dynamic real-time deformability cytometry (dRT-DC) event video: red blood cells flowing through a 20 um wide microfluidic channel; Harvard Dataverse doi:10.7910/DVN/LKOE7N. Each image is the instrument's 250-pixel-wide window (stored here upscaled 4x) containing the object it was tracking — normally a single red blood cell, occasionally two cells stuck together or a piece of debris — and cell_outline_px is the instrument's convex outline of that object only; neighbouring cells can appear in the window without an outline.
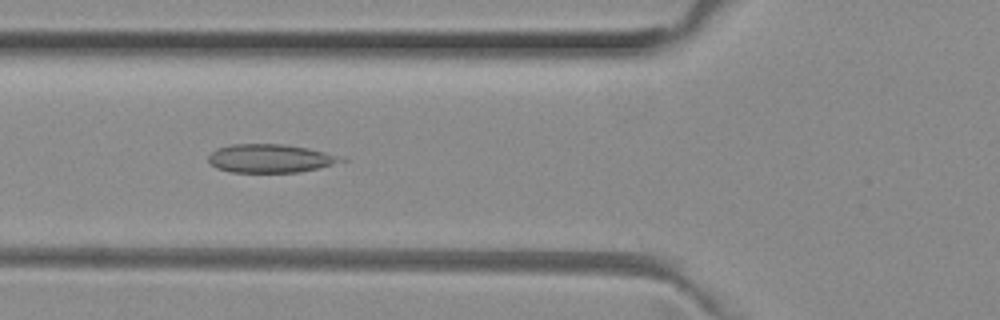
{"species": "common noctule bat (a hibernating species)", "species_latin": "Nyctalus noctula", "temperature_condition": "room temperature", "stored_images_in_passage": 49, "camera_frame_rate_fps": 3000, "um_per_image_px": 0.085, "animal": {"sex": "female", "body_mass_g": 29.2, "forearm_length_mm": 56.3}, "frame": {"image": 1, "passage_image": 17, "time_ms": 5.333, "image_size_px": [1000, 320], "cell_outline_px": [[348, 160], [320, 168], [300, 172], [232, 172], [216, 168], [208, 160], [208, 156], [216, 148], [232, 144], [284, 144], [308, 148], [344, 156]], "centroid_in_image_um": [23.02, 13.46], "position_along_channel_um": 102.8, "area_um2": 22.2}}
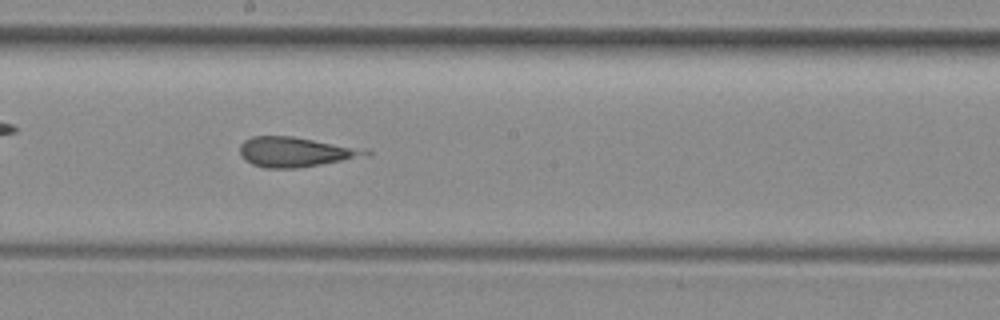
{"frame": {"image": 2, "passage_image": 26, "time_ms": 8.333, "image_size_px": [1000, 320], "cell_outline_px": [[372, 152], [368, 156], [296, 168], [264, 168], [252, 164], [240, 152], [240, 144], [244, 140], [252, 136], [292, 136], [368, 148]], "centroid_in_image_um": [25.19, 12.9], "position_along_channel_um": 223.0, "area_um2": 21.96}}
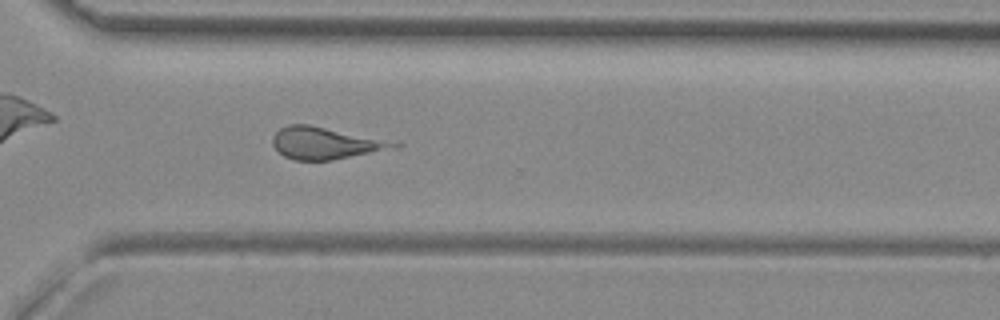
{"frame": {"image": 3, "passage_image": 35, "time_ms": 11.333, "image_size_px": [1000, 320], "cell_outline_px": [[404, 144], [396, 148], [332, 160], [292, 160], [284, 156], [272, 144], [272, 136], [280, 128], [288, 124], [308, 124]], "centroid_in_image_um": [27.61, 12.17], "position_along_channel_um": 343.0, "area_um2": 22.25}, "authors_computed_cell_mechanics": {"area_um2": 22.4842, "velocity_mm_per_s": 4.0088, "shape_relaxation_time_tau1_ms": null, "shape_relaxation_time_tau2_ms": 2.2819, "deformation_change_tau1": null, "deformation_change_tau2": 0.1519}}